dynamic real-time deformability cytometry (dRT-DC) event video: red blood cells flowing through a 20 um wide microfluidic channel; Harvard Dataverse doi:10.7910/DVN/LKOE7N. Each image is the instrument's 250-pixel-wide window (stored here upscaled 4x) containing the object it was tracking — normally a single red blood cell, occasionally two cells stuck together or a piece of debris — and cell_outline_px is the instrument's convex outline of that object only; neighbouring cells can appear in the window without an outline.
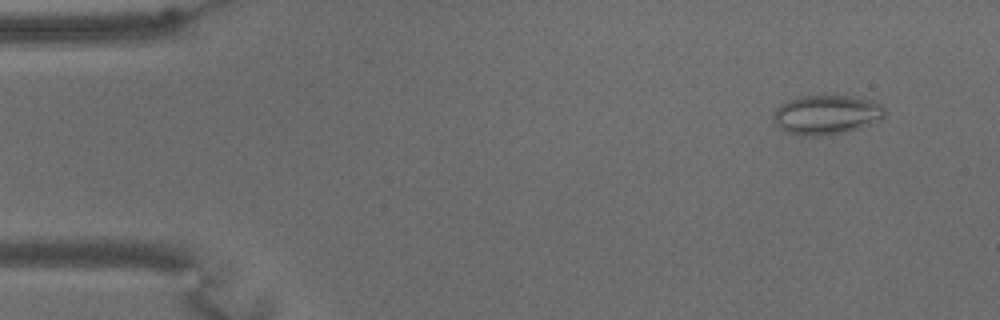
{"species": "common noctule bat (a hibernating species)", "species_latin": "Nyctalus noctula", "temperature_condition": "warm", "stored_images_in_passage": 68, "camera_frame_rate_fps": 3000, "um_per_image_px": 0.085, "animal": {"sex": "male", "body_mass_g": 15.6}, "frame": {"image": 1, "passage_image": 6, "time_ms": 1.667, "image_size_px": [1000, 320], "cell_outline_px": [[884, 116], [880, 120], [844, 132], [820, 136], [796, 136], [780, 128], [772, 120], [772, 116], [776, 108], [788, 100], [800, 96], [848, 96], [872, 100], [880, 104], [884, 108]], "centroid_in_image_um": [70.2, 9.76], "position_along_channel_um": 14.8, "area_um2": 25.43}}
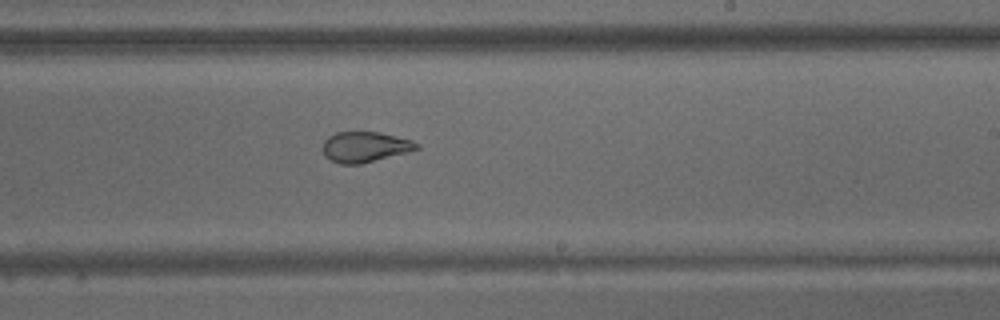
{"frame": {"image": 2, "passage_image": 41, "time_ms": 13.333, "image_size_px": [1000, 320], "cell_outline_px": [[420, 148], [408, 152], [360, 164], [340, 164], [324, 156], [324, 140], [328, 136], [336, 132], [380, 132], [412, 140], [420, 144]], "centroid_in_image_um": [31.04, 12.48], "position_along_channel_um": 258.0, "area_um2": 16.65}}
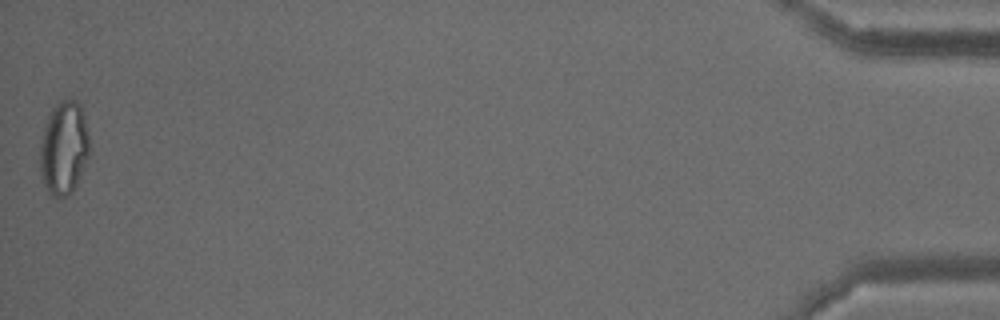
{"frame": {"image": 3, "passage_image": 68, "time_ms": 22.333, "image_size_px": [1000, 320], "cell_outline_px": [[92, 148], [76, 184], [72, 192], [68, 196], [52, 196], [48, 192], [44, 184], [40, 172], [40, 144], [48, 112], [60, 100], [76, 100], [80, 104], [84, 116]], "centroid_in_image_um": [5.44, 12.56], "position_along_channel_um": 429.8, "area_um2": 27.17}, "authors_computed_cell_mechanics": {"area_um2": 21.7906, "velocity_mm_per_s": 2.9801, "shape_relaxation_time_tau1_ms": null, "shape_relaxation_time_tau2_ms": 1.46, "deformation_change_tau1": null, "deformation_change_tau2": 0.0818}}